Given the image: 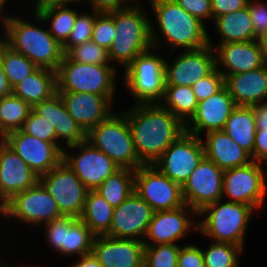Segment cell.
Segmentation results:
<instances>
[{"instance_id":"7a4b0ae2","label":"cell","mask_w":267,"mask_h":267,"mask_svg":"<svg viewBox=\"0 0 267 267\" xmlns=\"http://www.w3.org/2000/svg\"><path fill=\"white\" fill-rule=\"evenodd\" d=\"M137 6L128 5L107 13L113 19L116 30L115 39L108 50L109 60L119 62L124 68L139 54L157 49L159 42L152 21L145 15L144 9Z\"/></svg>"},{"instance_id":"ab89813d","label":"cell","mask_w":267,"mask_h":267,"mask_svg":"<svg viewBox=\"0 0 267 267\" xmlns=\"http://www.w3.org/2000/svg\"><path fill=\"white\" fill-rule=\"evenodd\" d=\"M66 55L77 63L109 64L108 50L92 40L72 47Z\"/></svg>"},{"instance_id":"74e56055","label":"cell","mask_w":267,"mask_h":267,"mask_svg":"<svg viewBox=\"0 0 267 267\" xmlns=\"http://www.w3.org/2000/svg\"><path fill=\"white\" fill-rule=\"evenodd\" d=\"M242 251L238 245L214 241L206 251L202 250L204 267H239L238 255Z\"/></svg>"},{"instance_id":"6f0895ef","label":"cell","mask_w":267,"mask_h":267,"mask_svg":"<svg viewBox=\"0 0 267 267\" xmlns=\"http://www.w3.org/2000/svg\"><path fill=\"white\" fill-rule=\"evenodd\" d=\"M257 41L261 49L263 65L267 67V32L260 35L257 38Z\"/></svg>"},{"instance_id":"f6af8a7d","label":"cell","mask_w":267,"mask_h":267,"mask_svg":"<svg viewBox=\"0 0 267 267\" xmlns=\"http://www.w3.org/2000/svg\"><path fill=\"white\" fill-rule=\"evenodd\" d=\"M246 6L248 7L255 31V40H257L260 35L267 32V7L258 1L251 0L247 2Z\"/></svg>"},{"instance_id":"30bf717a","label":"cell","mask_w":267,"mask_h":267,"mask_svg":"<svg viewBox=\"0 0 267 267\" xmlns=\"http://www.w3.org/2000/svg\"><path fill=\"white\" fill-rule=\"evenodd\" d=\"M134 192L156 211L174 210L185 205L182 186L170 180L153 165L135 170Z\"/></svg>"},{"instance_id":"f1b7e54d","label":"cell","mask_w":267,"mask_h":267,"mask_svg":"<svg viewBox=\"0 0 267 267\" xmlns=\"http://www.w3.org/2000/svg\"><path fill=\"white\" fill-rule=\"evenodd\" d=\"M256 130L253 106H237L226 121L222 131L248 152L253 160Z\"/></svg>"},{"instance_id":"3957f363","label":"cell","mask_w":267,"mask_h":267,"mask_svg":"<svg viewBox=\"0 0 267 267\" xmlns=\"http://www.w3.org/2000/svg\"><path fill=\"white\" fill-rule=\"evenodd\" d=\"M5 43L14 51L23 54L38 67L57 71L64 57L62 45L49 33L19 17L3 16ZM9 16V17H8Z\"/></svg>"},{"instance_id":"7dc6e473","label":"cell","mask_w":267,"mask_h":267,"mask_svg":"<svg viewBox=\"0 0 267 267\" xmlns=\"http://www.w3.org/2000/svg\"><path fill=\"white\" fill-rule=\"evenodd\" d=\"M177 267H204L202 249L194 244L181 247Z\"/></svg>"},{"instance_id":"7402d4cb","label":"cell","mask_w":267,"mask_h":267,"mask_svg":"<svg viewBox=\"0 0 267 267\" xmlns=\"http://www.w3.org/2000/svg\"><path fill=\"white\" fill-rule=\"evenodd\" d=\"M58 93L61 95L69 115L86 133L113 113L110 104L114 95L85 92Z\"/></svg>"},{"instance_id":"277c9868","label":"cell","mask_w":267,"mask_h":267,"mask_svg":"<svg viewBox=\"0 0 267 267\" xmlns=\"http://www.w3.org/2000/svg\"><path fill=\"white\" fill-rule=\"evenodd\" d=\"M150 3L160 32L169 46L182 47L186 51L209 45L205 23L190 15L176 1L152 0Z\"/></svg>"},{"instance_id":"7c38bea8","label":"cell","mask_w":267,"mask_h":267,"mask_svg":"<svg viewBox=\"0 0 267 267\" xmlns=\"http://www.w3.org/2000/svg\"><path fill=\"white\" fill-rule=\"evenodd\" d=\"M39 181L56 201L63 216L80 218L88 189L63 161L40 176Z\"/></svg>"},{"instance_id":"681fc988","label":"cell","mask_w":267,"mask_h":267,"mask_svg":"<svg viewBox=\"0 0 267 267\" xmlns=\"http://www.w3.org/2000/svg\"><path fill=\"white\" fill-rule=\"evenodd\" d=\"M247 0H211L213 21L221 15L246 7Z\"/></svg>"},{"instance_id":"9c48e42d","label":"cell","mask_w":267,"mask_h":267,"mask_svg":"<svg viewBox=\"0 0 267 267\" xmlns=\"http://www.w3.org/2000/svg\"><path fill=\"white\" fill-rule=\"evenodd\" d=\"M3 209L4 216L15 217L23 223L37 226L63 217L56 201L40 181L13 195L3 204Z\"/></svg>"},{"instance_id":"8fae6325","label":"cell","mask_w":267,"mask_h":267,"mask_svg":"<svg viewBox=\"0 0 267 267\" xmlns=\"http://www.w3.org/2000/svg\"><path fill=\"white\" fill-rule=\"evenodd\" d=\"M204 157L202 139L185 132L171 144L153 166L182 186Z\"/></svg>"},{"instance_id":"c3c4849f","label":"cell","mask_w":267,"mask_h":267,"mask_svg":"<svg viewBox=\"0 0 267 267\" xmlns=\"http://www.w3.org/2000/svg\"><path fill=\"white\" fill-rule=\"evenodd\" d=\"M190 15L195 16L201 22L207 18L213 19L211 0H174Z\"/></svg>"},{"instance_id":"83f0119b","label":"cell","mask_w":267,"mask_h":267,"mask_svg":"<svg viewBox=\"0 0 267 267\" xmlns=\"http://www.w3.org/2000/svg\"><path fill=\"white\" fill-rule=\"evenodd\" d=\"M12 93L33 107L57 93V73L52 69L38 67L18 82L12 88Z\"/></svg>"},{"instance_id":"60d3db41","label":"cell","mask_w":267,"mask_h":267,"mask_svg":"<svg viewBox=\"0 0 267 267\" xmlns=\"http://www.w3.org/2000/svg\"><path fill=\"white\" fill-rule=\"evenodd\" d=\"M78 13L77 19L67 41L62 45L66 54L72 47L92 40L93 25L96 17L100 14L93 10V14Z\"/></svg>"},{"instance_id":"9a60e30c","label":"cell","mask_w":267,"mask_h":267,"mask_svg":"<svg viewBox=\"0 0 267 267\" xmlns=\"http://www.w3.org/2000/svg\"><path fill=\"white\" fill-rule=\"evenodd\" d=\"M223 170L204 157L182 185L184 203L197 213L223 199Z\"/></svg>"},{"instance_id":"f35d334b","label":"cell","mask_w":267,"mask_h":267,"mask_svg":"<svg viewBox=\"0 0 267 267\" xmlns=\"http://www.w3.org/2000/svg\"><path fill=\"white\" fill-rule=\"evenodd\" d=\"M180 248L177 243L145 245L144 267H177Z\"/></svg>"},{"instance_id":"d590c367","label":"cell","mask_w":267,"mask_h":267,"mask_svg":"<svg viewBox=\"0 0 267 267\" xmlns=\"http://www.w3.org/2000/svg\"><path fill=\"white\" fill-rule=\"evenodd\" d=\"M32 106L13 93L0 99V139L21 130L32 111Z\"/></svg>"},{"instance_id":"6da1fadb","label":"cell","mask_w":267,"mask_h":267,"mask_svg":"<svg viewBox=\"0 0 267 267\" xmlns=\"http://www.w3.org/2000/svg\"><path fill=\"white\" fill-rule=\"evenodd\" d=\"M124 113L128 118L135 152L144 165H153L186 132L185 124L160 103L135 104Z\"/></svg>"},{"instance_id":"b9f144b4","label":"cell","mask_w":267,"mask_h":267,"mask_svg":"<svg viewBox=\"0 0 267 267\" xmlns=\"http://www.w3.org/2000/svg\"><path fill=\"white\" fill-rule=\"evenodd\" d=\"M24 133L47 142H57L53 126L33 109L21 129Z\"/></svg>"},{"instance_id":"94428289","label":"cell","mask_w":267,"mask_h":267,"mask_svg":"<svg viewBox=\"0 0 267 267\" xmlns=\"http://www.w3.org/2000/svg\"><path fill=\"white\" fill-rule=\"evenodd\" d=\"M127 5L129 4V0H123ZM131 1V0H130ZM133 1V0H132ZM134 1H136V0H134ZM152 0H150V2H151Z\"/></svg>"},{"instance_id":"f546056e","label":"cell","mask_w":267,"mask_h":267,"mask_svg":"<svg viewBox=\"0 0 267 267\" xmlns=\"http://www.w3.org/2000/svg\"><path fill=\"white\" fill-rule=\"evenodd\" d=\"M213 22L222 39L219 44L255 40V31L247 6L241 10L221 15Z\"/></svg>"},{"instance_id":"5b68a950","label":"cell","mask_w":267,"mask_h":267,"mask_svg":"<svg viewBox=\"0 0 267 267\" xmlns=\"http://www.w3.org/2000/svg\"><path fill=\"white\" fill-rule=\"evenodd\" d=\"M222 200L206 205L197 213L207 215L199 221L197 230L216 242L232 243L243 248L247 224L255 209L242 203Z\"/></svg>"},{"instance_id":"484cf974","label":"cell","mask_w":267,"mask_h":267,"mask_svg":"<svg viewBox=\"0 0 267 267\" xmlns=\"http://www.w3.org/2000/svg\"><path fill=\"white\" fill-rule=\"evenodd\" d=\"M225 86L237 106H253L267 100V67L229 75Z\"/></svg>"},{"instance_id":"ba28073f","label":"cell","mask_w":267,"mask_h":267,"mask_svg":"<svg viewBox=\"0 0 267 267\" xmlns=\"http://www.w3.org/2000/svg\"><path fill=\"white\" fill-rule=\"evenodd\" d=\"M152 51L139 54L125 68V85L136 96V104L160 103L164 96L166 60Z\"/></svg>"},{"instance_id":"e0dca14e","label":"cell","mask_w":267,"mask_h":267,"mask_svg":"<svg viewBox=\"0 0 267 267\" xmlns=\"http://www.w3.org/2000/svg\"><path fill=\"white\" fill-rule=\"evenodd\" d=\"M216 68V54L209 45L198 50H186L168 63L165 61V85L190 86L209 75Z\"/></svg>"},{"instance_id":"52a82bcc","label":"cell","mask_w":267,"mask_h":267,"mask_svg":"<svg viewBox=\"0 0 267 267\" xmlns=\"http://www.w3.org/2000/svg\"><path fill=\"white\" fill-rule=\"evenodd\" d=\"M115 70L109 64L77 63L65 54L56 71L57 92L114 95Z\"/></svg>"},{"instance_id":"ac0fdd59","label":"cell","mask_w":267,"mask_h":267,"mask_svg":"<svg viewBox=\"0 0 267 267\" xmlns=\"http://www.w3.org/2000/svg\"><path fill=\"white\" fill-rule=\"evenodd\" d=\"M153 208L136 192L114 207L112 224L106 236L142 240L154 214ZM143 236L142 238L139 236Z\"/></svg>"},{"instance_id":"f5cc1de1","label":"cell","mask_w":267,"mask_h":267,"mask_svg":"<svg viewBox=\"0 0 267 267\" xmlns=\"http://www.w3.org/2000/svg\"><path fill=\"white\" fill-rule=\"evenodd\" d=\"M257 130H267V102L253 105Z\"/></svg>"},{"instance_id":"4fadbf2b","label":"cell","mask_w":267,"mask_h":267,"mask_svg":"<svg viewBox=\"0 0 267 267\" xmlns=\"http://www.w3.org/2000/svg\"><path fill=\"white\" fill-rule=\"evenodd\" d=\"M262 163L252 161L248 165L235 167L223 172V198L228 201L242 203L254 209L263 205L267 193Z\"/></svg>"},{"instance_id":"d6a6232c","label":"cell","mask_w":267,"mask_h":267,"mask_svg":"<svg viewBox=\"0 0 267 267\" xmlns=\"http://www.w3.org/2000/svg\"><path fill=\"white\" fill-rule=\"evenodd\" d=\"M135 170L119 168L95 190L111 206L117 207L134 192Z\"/></svg>"},{"instance_id":"ee69618b","label":"cell","mask_w":267,"mask_h":267,"mask_svg":"<svg viewBox=\"0 0 267 267\" xmlns=\"http://www.w3.org/2000/svg\"><path fill=\"white\" fill-rule=\"evenodd\" d=\"M225 86V78L216 67L209 75L193 83L192 89L196 100L203 101L216 94Z\"/></svg>"},{"instance_id":"bcb514c9","label":"cell","mask_w":267,"mask_h":267,"mask_svg":"<svg viewBox=\"0 0 267 267\" xmlns=\"http://www.w3.org/2000/svg\"><path fill=\"white\" fill-rule=\"evenodd\" d=\"M47 241L57 253L63 255V245L65 238V216L46 223Z\"/></svg>"},{"instance_id":"db71d44e","label":"cell","mask_w":267,"mask_h":267,"mask_svg":"<svg viewBox=\"0 0 267 267\" xmlns=\"http://www.w3.org/2000/svg\"><path fill=\"white\" fill-rule=\"evenodd\" d=\"M80 261L74 263L72 267H103L91 252L84 256H80Z\"/></svg>"},{"instance_id":"9f6ffc18","label":"cell","mask_w":267,"mask_h":267,"mask_svg":"<svg viewBox=\"0 0 267 267\" xmlns=\"http://www.w3.org/2000/svg\"><path fill=\"white\" fill-rule=\"evenodd\" d=\"M35 13H37L40 9L51 6V5H59V4H66V3H71V2H79L80 0H35Z\"/></svg>"},{"instance_id":"44dd1931","label":"cell","mask_w":267,"mask_h":267,"mask_svg":"<svg viewBox=\"0 0 267 267\" xmlns=\"http://www.w3.org/2000/svg\"><path fill=\"white\" fill-rule=\"evenodd\" d=\"M190 213L197 212L186 204L174 210L156 211L149 223L145 238L152 240L148 243L143 240L144 245L175 244L184 238L191 228L197 229V223L188 218Z\"/></svg>"},{"instance_id":"f907efd6","label":"cell","mask_w":267,"mask_h":267,"mask_svg":"<svg viewBox=\"0 0 267 267\" xmlns=\"http://www.w3.org/2000/svg\"><path fill=\"white\" fill-rule=\"evenodd\" d=\"M253 161L262 164L267 161V130H256Z\"/></svg>"},{"instance_id":"e575fe53","label":"cell","mask_w":267,"mask_h":267,"mask_svg":"<svg viewBox=\"0 0 267 267\" xmlns=\"http://www.w3.org/2000/svg\"><path fill=\"white\" fill-rule=\"evenodd\" d=\"M163 99L160 104L171 111L178 119L186 124L195 114L198 101L192 87L165 85Z\"/></svg>"},{"instance_id":"d6986e66","label":"cell","mask_w":267,"mask_h":267,"mask_svg":"<svg viewBox=\"0 0 267 267\" xmlns=\"http://www.w3.org/2000/svg\"><path fill=\"white\" fill-rule=\"evenodd\" d=\"M236 107L228 88L224 86L216 94L198 102L195 114L185 124V131L198 137L203 129L205 133L222 131Z\"/></svg>"},{"instance_id":"2e32d148","label":"cell","mask_w":267,"mask_h":267,"mask_svg":"<svg viewBox=\"0 0 267 267\" xmlns=\"http://www.w3.org/2000/svg\"><path fill=\"white\" fill-rule=\"evenodd\" d=\"M68 147L80 148V152L78 155L71 156L64 150L63 162L88 190H96L105 179L119 169L112 159L86 140Z\"/></svg>"},{"instance_id":"7bdbcfd3","label":"cell","mask_w":267,"mask_h":267,"mask_svg":"<svg viewBox=\"0 0 267 267\" xmlns=\"http://www.w3.org/2000/svg\"><path fill=\"white\" fill-rule=\"evenodd\" d=\"M115 34L113 19L107 13H100L93 25L92 41L109 50L115 39Z\"/></svg>"},{"instance_id":"680465c9","label":"cell","mask_w":267,"mask_h":267,"mask_svg":"<svg viewBox=\"0 0 267 267\" xmlns=\"http://www.w3.org/2000/svg\"><path fill=\"white\" fill-rule=\"evenodd\" d=\"M7 0H0V12L2 11L3 6L5 5Z\"/></svg>"},{"instance_id":"603a6c76","label":"cell","mask_w":267,"mask_h":267,"mask_svg":"<svg viewBox=\"0 0 267 267\" xmlns=\"http://www.w3.org/2000/svg\"><path fill=\"white\" fill-rule=\"evenodd\" d=\"M39 181L36 173L0 139V201L7 202Z\"/></svg>"},{"instance_id":"91938a15","label":"cell","mask_w":267,"mask_h":267,"mask_svg":"<svg viewBox=\"0 0 267 267\" xmlns=\"http://www.w3.org/2000/svg\"><path fill=\"white\" fill-rule=\"evenodd\" d=\"M4 212V209H3V204L0 202V214L2 215Z\"/></svg>"},{"instance_id":"11a10c76","label":"cell","mask_w":267,"mask_h":267,"mask_svg":"<svg viewBox=\"0 0 267 267\" xmlns=\"http://www.w3.org/2000/svg\"><path fill=\"white\" fill-rule=\"evenodd\" d=\"M12 94V87L4 73V69L0 60V99Z\"/></svg>"},{"instance_id":"6125c7cd","label":"cell","mask_w":267,"mask_h":267,"mask_svg":"<svg viewBox=\"0 0 267 267\" xmlns=\"http://www.w3.org/2000/svg\"><path fill=\"white\" fill-rule=\"evenodd\" d=\"M0 267H4L3 263H1V262H0ZM6 267H8V266H6Z\"/></svg>"},{"instance_id":"ffe728a7","label":"cell","mask_w":267,"mask_h":267,"mask_svg":"<svg viewBox=\"0 0 267 267\" xmlns=\"http://www.w3.org/2000/svg\"><path fill=\"white\" fill-rule=\"evenodd\" d=\"M142 240L95 236L92 253L103 267H144Z\"/></svg>"},{"instance_id":"1f68e13d","label":"cell","mask_w":267,"mask_h":267,"mask_svg":"<svg viewBox=\"0 0 267 267\" xmlns=\"http://www.w3.org/2000/svg\"><path fill=\"white\" fill-rule=\"evenodd\" d=\"M40 22L50 21L49 33L63 45L70 36L78 12L68 7V4L51 5L35 13Z\"/></svg>"},{"instance_id":"8d00e7d4","label":"cell","mask_w":267,"mask_h":267,"mask_svg":"<svg viewBox=\"0 0 267 267\" xmlns=\"http://www.w3.org/2000/svg\"><path fill=\"white\" fill-rule=\"evenodd\" d=\"M0 60L4 73L12 88L38 68V66L26 56L14 51L8 46L4 42V39H0Z\"/></svg>"},{"instance_id":"4316f807","label":"cell","mask_w":267,"mask_h":267,"mask_svg":"<svg viewBox=\"0 0 267 267\" xmlns=\"http://www.w3.org/2000/svg\"><path fill=\"white\" fill-rule=\"evenodd\" d=\"M205 157L223 171L251 163V155L223 131L206 133L203 141Z\"/></svg>"},{"instance_id":"836d02e7","label":"cell","mask_w":267,"mask_h":267,"mask_svg":"<svg viewBox=\"0 0 267 267\" xmlns=\"http://www.w3.org/2000/svg\"><path fill=\"white\" fill-rule=\"evenodd\" d=\"M95 235L79 218L65 216L64 255L77 254L79 257L92 252Z\"/></svg>"},{"instance_id":"816d5d0a","label":"cell","mask_w":267,"mask_h":267,"mask_svg":"<svg viewBox=\"0 0 267 267\" xmlns=\"http://www.w3.org/2000/svg\"><path fill=\"white\" fill-rule=\"evenodd\" d=\"M89 1L93 7V10L99 13H108L120 10L128 6L127 4H125L123 0H89Z\"/></svg>"},{"instance_id":"5bb4252c","label":"cell","mask_w":267,"mask_h":267,"mask_svg":"<svg viewBox=\"0 0 267 267\" xmlns=\"http://www.w3.org/2000/svg\"><path fill=\"white\" fill-rule=\"evenodd\" d=\"M2 140L13 150L38 177L50 172L63 161L64 149L58 142H47L15 130Z\"/></svg>"},{"instance_id":"cb8c5ba5","label":"cell","mask_w":267,"mask_h":267,"mask_svg":"<svg viewBox=\"0 0 267 267\" xmlns=\"http://www.w3.org/2000/svg\"><path fill=\"white\" fill-rule=\"evenodd\" d=\"M216 67L226 79L229 75L248 72L263 66L262 54L257 40L233 42L213 47ZM225 67L223 72L220 67Z\"/></svg>"},{"instance_id":"d4e9b609","label":"cell","mask_w":267,"mask_h":267,"mask_svg":"<svg viewBox=\"0 0 267 267\" xmlns=\"http://www.w3.org/2000/svg\"><path fill=\"white\" fill-rule=\"evenodd\" d=\"M32 109L44 120L50 122L56 138L66 140L67 147L86 140V132L69 115L58 92L49 99L35 104Z\"/></svg>"},{"instance_id":"4dcf8cb0","label":"cell","mask_w":267,"mask_h":267,"mask_svg":"<svg viewBox=\"0 0 267 267\" xmlns=\"http://www.w3.org/2000/svg\"><path fill=\"white\" fill-rule=\"evenodd\" d=\"M114 207L95 190H88L81 219L95 236L106 235L112 224Z\"/></svg>"},{"instance_id":"8992f818","label":"cell","mask_w":267,"mask_h":267,"mask_svg":"<svg viewBox=\"0 0 267 267\" xmlns=\"http://www.w3.org/2000/svg\"><path fill=\"white\" fill-rule=\"evenodd\" d=\"M86 141L106 154L119 168L136 170L144 165L135 152L125 113H112L86 133Z\"/></svg>"}]
</instances>
